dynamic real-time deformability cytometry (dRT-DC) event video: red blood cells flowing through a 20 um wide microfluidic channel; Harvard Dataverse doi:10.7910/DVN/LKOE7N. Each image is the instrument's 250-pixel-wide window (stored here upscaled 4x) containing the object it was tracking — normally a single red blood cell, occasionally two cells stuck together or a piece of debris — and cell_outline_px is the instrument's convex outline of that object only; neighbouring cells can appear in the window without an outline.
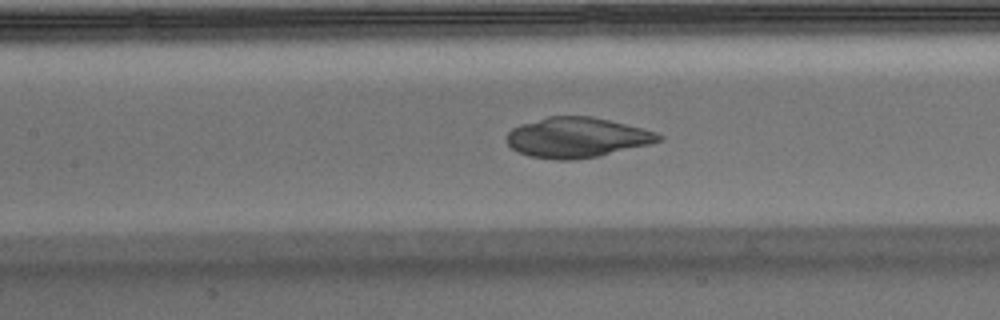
{"species": "Egyptian fruit bat (a non-hibernating species)", "species_latin": "Rousettus aegyptiacus", "temperature_condition": "warm", "stored_images_in_passage": 53, "camera_frame_rate_fps": 3000, "um_per_image_px": 0.085, "animal": {"sex": "male"}, "frame": {"image": 1, "passage_image": 23, "time_ms": 7.333, "image_size_px": [1000, 320], "cell_outline_px": [[664, 140], [600, 156], [572, 160], [556, 160], [528, 156], [516, 152], [504, 140], [508, 132], [512, 128], [520, 124], [548, 116], [592, 116], [656, 132], [664, 136]], "centroid_in_image_um": [48.99, 11.7], "position_along_channel_um": 158.4, "area_um2": 35.66}}